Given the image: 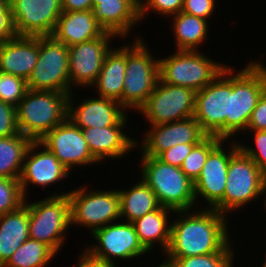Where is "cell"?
<instances>
[{
  "label": "cell",
  "mask_w": 266,
  "mask_h": 267,
  "mask_svg": "<svg viewBox=\"0 0 266 267\" xmlns=\"http://www.w3.org/2000/svg\"><path fill=\"white\" fill-rule=\"evenodd\" d=\"M254 61H249L241 70L230 66V117H226V140L237 141V134L247 131L252 112L266 91V65Z\"/></svg>",
  "instance_id": "7a4b0ae2"
},
{
  "label": "cell",
  "mask_w": 266,
  "mask_h": 267,
  "mask_svg": "<svg viewBox=\"0 0 266 267\" xmlns=\"http://www.w3.org/2000/svg\"><path fill=\"white\" fill-rule=\"evenodd\" d=\"M16 35L52 36L63 12L61 0H11Z\"/></svg>",
  "instance_id": "2e32d148"
},
{
  "label": "cell",
  "mask_w": 266,
  "mask_h": 267,
  "mask_svg": "<svg viewBox=\"0 0 266 267\" xmlns=\"http://www.w3.org/2000/svg\"><path fill=\"white\" fill-rule=\"evenodd\" d=\"M127 189H118L122 221L132 223L160 206L153 190L141 178Z\"/></svg>",
  "instance_id": "83f0119b"
},
{
  "label": "cell",
  "mask_w": 266,
  "mask_h": 267,
  "mask_svg": "<svg viewBox=\"0 0 266 267\" xmlns=\"http://www.w3.org/2000/svg\"><path fill=\"white\" fill-rule=\"evenodd\" d=\"M222 140L223 139L216 136H207L200 143L196 144L189 155L184 159L180 169L192 182H195L199 177L208 154Z\"/></svg>",
  "instance_id": "d6a6232c"
},
{
  "label": "cell",
  "mask_w": 266,
  "mask_h": 267,
  "mask_svg": "<svg viewBox=\"0 0 266 267\" xmlns=\"http://www.w3.org/2000/svg\"><path fill=\"white\" fill-rule=\"evenodd\" d=\"M79 259H77V264L74 267H80V255H78Z\"/></svg>",
  "instance_id": "7dc6e473"
},
{
  "label": "cell",
  "mask_w": 266,
  "mask_h": 267,
  "mask_svg": "<svg viewBox=\"0 0 266 267\" xmlns=\"http://www.w3.org/2000/svg\"><path fill=\"white\" fill-rule=\"evenodd\" d=\"M176 50L198 51L208 40V20L180 12L171 16Z\"/></svg>",
  "instance_id": "f1b7e54d"
},
{
  "label": "cell",
  "mask_w": 266,
  "mask_h": 267,
  "mask_svg": "<svg viewBox=\"0 0 266 267\" xmlns=\"http://www.w3.org/2000/svg\"><path fill=\"white\" fill-rule=\"evenodd\" d=\"M92 10L105 32L120 39L130 36L140 22L139 0H93Z\"/></svg>",
  "instance_id": "7402d4cb"
},
{
  "label": "cell",
  "mask_w": 266,
  "mask_h": 267,
  "mask_svg": "<svg viewBox=\"0 0 266 267\" xmlns=\"http://www.w3.org/2000/svg\"><path fill=\"white\" fill-rule=\"evenodd\" d=\"M184 0H139L140 22L146 19L149 12L155 11L156 14L166 18L180 13L183 9ZM145 17V19H144Z\"/></svg>",
  "instance_id": "d590c367"
},
{
  "label": "cell",
  "mask_w": 266,
  "mask_h": 267,
  "mask_svg": "<svg viewBox=\"0 0 266 267\" xmlns=\"http://www.w3.org/2000/svg\"><path fill=\"white\" fill-rule=\"evenodd\" d=\"M87 187L84 185L68 193L71 227L90 229L91 234L100 227L120 221L118 189L88 190Z\"/></svg>",
  "instance_id": "ba28073f"
},
{
  "label": "cell",
  "mask_w": 266,
  "mask_h": 267,
  "mask_svg": "<svg viewBox=\"0 0 266 267\" xmlns=\"http://www.w3.org/2000/svg\"><path fill=\"white\" fill-rule=\"evenodd\" d=\"M196 91L158 80L154 91L138 109L147 124L155 126L181 121L194 116Z\"/></svg>",
  "instance_id": "7c38bea8"
},
{
  "label": "cell",
  "mask_w": 266,
  "mask_h": 267,
  "mask_svg": "<svg viewBox=\"0 0 266 267\" xmlns=\"http://www.w3.org/2000/svg\"><path fill=\"white\" fill-rule=\"evenodd\" d=\"M70 173L72 171L70 172L51 151L39 141H33L26 152L19 177L23 197L28 199L26 195L29 193V185L41 186L45 190L52 184L66 180Z\"/></svg>",
  "instance_id": "d6986e66"
},
{
  "label": "cell",
  "mask_w": 266,
  "mask_h": 267,
  "mask_svg": "<svg viewBox=\"0 0 266 267\" xmlns=\"http://www.w3.org/2000/svg\"><path fill=\"white\" fill-rule=\"evenodd\" d=\"M139 159L141 179L153 190L160 206L174 211L194 209V182L179 167L157 157L141 156Z\"/></svg>",
  "instance_id": "277c9868"
},
{
  "label": "cell",
  "mask_w": 266,
  "mask_h": 267,
  "mask_svg": "<svg viewBox=\"0 0 266 267\" xmlns=\"http://www.w3.org/2000/svg\"><path fill=\"white\" fill-rule=\"evenodd\" d=\"M73 92L68 98V116L80 129L89 127H110V126H126L129 122L127 119L128 111L117 101L102 98L90 97L74 105ZM74 103V104H73ZM75 106V107H74Z\"/></svg>",
  "instance_id": "ffe728a7"
},
{
  "label": "cell",
  "mask_w": 266,
  "mask_h": 267,
  "mask_svg": "<svg viewBox=\"0 0 266 267\" xmlns=\"http://www.w3.org/2000/svg\"><path fill=\"white\" fill-rule=\"evenodd\" d=\"M30 90L71 94L68 47L53 36H39V56L27 80Z\"/></svg>",
  "instance_id": "9c48e42d"
},
{
  "label": "cell",
  "mask_w": 266,
  "mask_h": 267,
  "mask_svg": "<svg viewBox=\"0 0 266 267\" xmlns=\"http://www.w3.org/2000/svg\"><path fill=\"white\" fill-rule=\"evenodd\" d=\"M231 142L227 148L225 142ZM225 145V146H224ZM226 147V148H225ZM228 150V151H227ZM239 150L235 140H222L209 154L199 177L194 182L196 205L203 198L204 208L224 214V192L230 158Z\"/></svg>",
  "instance_id": "5bb4252c"
},
{
  "label": "cell",
  "mask_w": 266,
  "mask_h": 267,
  "mask_svg": "<svg viewBox=\"0 0 266 267\" xmlns=\"http://www.w3.org/2000/svg\"><path fill=\"white\" fill-rule=\"evenodd\" d=\"M16 107L0 100V138L19 134Z\"/></svg>",
  "instance_id": "74e56055"
},
{
  "label": "cell",
  "mask_w": 266,
  "mask_h": 267,
  "mask_svg": "<svg viewBox=\"0 0 266 267\" xmlns=\"http://www.w3.org/2000/svg\"><path fill=\"white\" fill-rule=\"evenodd\" d=\"M126 70V44L111 48L103 61L102 69L94 87L98 97L108 98L122 105V94Z\"/></svg>",
  "instance_id": "d4e9b609"
},
{
  "label": "cell",
  "mask_w": 266,
  "mask_h": 267,
  "mask_svg": "<svg viewBox=\"0 0 266 267\" xmlns=\"http://www.w3.org/2000/svg\"><path fill=\"white\" fill-rule=\"evenodd\" d=\"M105 30L93 10L63 11L52 36L67 47L101 37Z\"/></svg>",
  "instance_id": "cb8c5ba5"
},
{
  "label": "cell",
  "mask_w": 266,
  "mask_h": 267,
  "mask_svg": "<svg viewBox=\"0 0 266 267\" xmlns=\"http://www.w3.org/2000/svg\"><path fill=\"white\" fill-rule=\"evenodd\" d=\"M56 255L47 244L28 238L3 267H47Z\"/></svg>",
  "instance_id": "4dcf8cb0"
},
{
  "label": "cell",
  "mask_w": 266,
  "mask_h": 267,
  "mask_svg": "<svg viewBox=\"0 0 266 267\" xmlns=\"http://www.w3.org/2000/svg\"><path fill=\"white\" fill-rule=\"evenodd\" d=\"M24 200L19 179L0 177V215L17 210Z\"/></svg>",
  "instance_id": "836d02e7"
},
{
  "label": "cell",
  "mask_w": 266,
  "mask_h": 267,
  "mask_svg": "<svg viewBox=\"0 0 266 267\" xmlns=\"http://www.w3.org/2000/svg\"><path fill=\"white\" fill-rule=\"evenodd\" d=\"M175 211L159 206L156 210L148 212L133 223L136 233L143 247L150 253L156 244L165 253L170 242L171 220L170 215ZM170 220V221H169Z\"/></svg>",
  "instance_id": "484cf974"
},
{
  "label": "cell",
  "mask_w": 266,
  "mask_h": 267,
  "mask_svg": "<svg viewBox=\"0 0 266 267\" xmlns=\"http://www.w3.org/2000/svg\"><path fill=\"white\" fill-rule=\"evenodd\" d=\"M63 11H85L93 9V0H61Z\"/></svg>",
  "instance_id": "7bdbcfd3"
},
{
  "label": "cell",
  "mask_w": 266,
  "mask_h": 267,
  "mask_svg": "<svg viewBox=\"0 0 266 267\" xmlns=\"http://www.w3.org/2000/svg\"><path fill=\"white\" fill-rule=\"evenodd\" d=\"M232 240L217 253H211L200 256H191L184 258H166L165 262L170 267H233L235 259V250L231 246Z\"/></svg>",
  "instance_id": "1f68e13d"
},
{
  "label": "cell",
  "mask_w": 266,
  "mask_h": 267,
  "mask_svg": "<svg viewBox=\"0 0 266 267\" xmlns=\"http://www.w3.org/2000/svg\"><path fill=\"white\" fill-rule=\"evenodd\" d=\"M148 127L142 144L136 140L141 156L157 157L176 144H198L208 136L194 117Z\"/></svg>",
  "instance_id": "ac0fdd59"
},
{
  "label": "cell",
  "mask_w": 266,
  "mask_h": 267,
  "mask_svg": "<svg viewBox=\"0 0 266 267\" xmlns=\"http://www.w3.org/2000/svg\"><path fill=\"white\" fill-rule=\"evenodd\" d=\"M195 145L196 144H176L175 146L161 152L157 158L164 163L180 168L184 159L189 155Z\"/></svg>",
  "instance_id": "ab89813d"
},
{
  "label": "cell",
  "mask_w": 266,
  "mask_h": 267,
  "mask_svg": "<svg viewBox=\"0 0 266 267\" xmlns=\"http://www.w3.org/2000/svg\"><path fill=\"white\" fill-rule=\"evenodd\" d=\"M198 51L175 50L159 58V79L166 84L200 91L210 84L228 65Z\"/></svg>",
  "instance_id": "52a82bcc"
},
{
  "label": "cell",
  "mask_w": 266,
  "mask_h": 267,
  "mask_svg": "<svg viewBox=\"0 0 266 267\" xmlns=\"http://www.w3.org/2000/svg\"><path fill=\"white\" fill-rule=\"evenodd\" d=\"M29 238V212L24 203L17 210L0 215V267Z\"/></svg>",
  "instance_id": "4316f807"
},
{
  "label": "cell",
  "mask_w": 266,
  "mask_h": 267,
  "mask_svg": "<svg viewBox=\"0 0 266 267\" xmlns=\"http://www.w3.org/2000/svg\"><path fill=\"white\" fill-rule=\"evenodd\" d=\"M224 192V215L264 197L266 175L240 149L230 158Z\"/></svg>",
  "instance_id": "30bf717a"
},
{
  "label": "cell",
  "mask_w": 266,
  "mask_h": 267,
  "mask_svg": "<svg viewBox=\"0 0 266 267\" xmlns=\"http://www.w3.org/2000/svg\"><path fill=\"white\" fill-rule=\"evenodd\" d=\"M175 213L176 217L180 215L171 223L169 246L162 252L164 259L217 253L231 241L228 218L217 210L201 206L200 210Z\"/></svg>",
  "instance_id": "6da1fadb"
},
{
  "label": "cell",
  "mask_w": 266,
  "mask_h": 267,
  "mask_svg": "<svg viewBox=\"0 0 266 267\" xmlns=\"http://www.w3.org/2000/svg\"><path fill=\"white\" fill-rule=\"evenodd\" d=\"M33 142L21 133L0 138V177L19 179L26 152Z\"/></svg>",
  "instance_id": "f546056e"
},
{
  "label": "cell",
  "mask_w": 266,
  "mask_h": 267,
  "mask_svg": "<svg viewBox=\"0 0 266 267\" xmlns=\"http://www.w3.org/2000/svg\"><path fill=\"white\" fill-rule=\"evenodd\" d=\"M157 267H170V266L168 265L167 262H165L164 260H162V263L160 265H158Z\"/></svg>",
  "instance_id": "f6af8a7d"
},
{
  "label": "cell",
  "mask_w": 266,
  "mask_h": 267,
  "mask_svg": "<svg viewBox=\"0 0 266 267\" xmlns=\"http://www.w3.org/2000/svg\"><path fill=\"white\" fill-rule=\"evenodd\" d=\"M68 98L69 94L63 92L28 89L16 106L20 133L40 140L67 118Z\"/></svg>",
  "instance_id": "3957f363"
},
{
  "label": "cell",
  "mask_w": 266,
  "mask_h": 267,
  "mask_svg": "<svg viewBox=\"0 0 266 267\" xmlns=\"http://www.w3.org/2000/svg\"><path fill=\"white\" fill-rule=\"evenodd\" d=\"M39 56V36H19L0 43V72L28 80Z\"/></svg>",
  "instance_id": "44dd1931"
},
{
  "label": "cell",
  "mask_w": 266,
  "mask_h": 267,
  "mask_svg": "<svg viewBox=\"0 0 266 267\" xmlns=\"http://www.w3.org/2000/svg\"><path fill=\"white\" fill-rule=\"evenodd\" d=\"M262 267H266V259H265L264 264H262Z\"/></svg>",
  "instance_id": "c3c4849f"
},
{
  "label": "cell",
  "mask_w": 266,
  "mask_h": 267,
  "mask_svg": "<svg viewBox=\"0 0 266 267\" xmlns=\"http://www.w3.org/2000/svg\"><path fill=\"white\" fill-rule=\"evenodd\" d=\"M126 126L81 129L92 156L99 162L126 157L136 149V140L124 131Z\"/></svg>",
  "instance_id": "603a6c76"
},
{
  "label": "cell",
  "mask_w": 266,
  "mask_h": 267,
  "mask_svg": "<svg viewBox=\"0 0 266 267\" xmlns=\"http://www.w3.org/2000/svg\"><path fill=\"white\" fill-rule=\"evenodd\" d=\"M16 36L11 7L7 1L0 0V43Z\"/></svg>",
  "instance_id": "60d3db41"
},
{
  "label": "cell",
  "mask_w": 266,
  "mask_h": 267,
  "mask_svg": "<svg viewBox=\"0 0 266 267\" xmlns=\"http://www.w3.org/2000/svg\"><path fill=\"white\" fill-rule=\"evenodd\" d=\"M69 192H55L32 203L24 200L29 212V238L47 244L56 253L66 243L71 226Z\"/></svg>",
  "instance_id": "5b68a950"
},
{
  "label": "cell",
  "mask_w": 266,
  "mask_h": 267,
  "mask_svg": "<svg viewBox=\"0 0 266 267\" xmlns=\"http://www.w3.org/2000/svg\"><path fill=\"white\" fill-rule=\"evenodd\" d=\"M193 117L208 136L226 140V117H230V66L196 92Z\"/></svg>",
  "instance_id": "8fae6325"
},
{
  "label": "cell",
  "mask_w": 266,
  "mask_h": 267,
  "mask_svg": "<svg viewBox=\"0 0 266 267\" xmlns=\"http://www.w3.org/2000/svg\"><path fill=\"white\" fill-rule=\"evenodd\" d=\"M90 236L97 242L91 243V246L86 245L83 250L102 261L116 264L114 259L134 260L149 254L141 244L131 222L120 220L107 224L94 230Z\"/></svg>",
  "instance_id": "4fadbf2b"
},
{
  "label": "cell",
  "mask_w": 266,
  "mask_h": 267,
  "mask_svg": "<svg viewBox=\"0 0 266 267\" xmlns=\"http://www.w3.org/2000/svg\"><path fill=\"white\" fill-rule=\"evenodd\" d=\"M38 141L70 171L75 166L99 164L92 156L82 130L68 118Z\"/></svg>",
  "instance_id": "e0dca14e"
},
{
  "label": "cell",
  "mask_w": 266,
  "mask_h": 267,
  "mask_svg": "<svg viewBox=\"0 0 266 267\" xmlns=\"http://www.w3.org/2000/svg\"><path fill=\"white\" fill-rule=\"evenodd\" d=\"M116 265L117 264L96 259L84 250H82L80 254V267H117Z\"/></svg>",
  "instance_id": "ee69618b"
},
{
  "label": "cell",
  "mask_w": 266,
  "mask_h": 267,
  "mask_svg": "<svg viewBox=\"0 0 266 267\" xmlns=\"http://www.w3.org/2000/svg\"><path fill=\"white\" fill-rule=\"evenodd\" d=\"M113 38L115 39L117 36L105 32L101 37L68 47L69 78L72 91H75L77 86L84 88L94 86L105 56L112 48L110 45H112Z\"/></svg>",
  "instance_id": "9a60e30c"
},
{
  "label": "cell",
  "mask_w": 266,
  "mask_h": 267,
  "mask_svg": "<svg viewBox=\"0 0 266 267\" xmlns=\"http://www.w3.org/2000/svg\"><path fill=\"white\" fill-rule=\"evenodd\" d=\"M144 39L126 44V70L122 106L134 112L146 102L159 80V59L152 55ZM157 58V59H156Z\"/></svg>",
  "instance_id": "8992f818"
},
{
  "label": "cell",
  "mask_w": 266,
  "mask_h": 267,
  "mask_svg": "<svg viewBox=\"0 0 266 267\" xmlns=\"http://www.w3.org/2000/svg\"><path fill=\"white\" fill-rule=\"evenodd\" d=\"M217 0H184L181 12L187 13L205 20L210 19L215 11Z\"/></svg>",
  "instance_id": "f35d334b"
},
{
  "label": "cell",
  "mask_w": 266,
  "mask_h": 267,
  "mask_svg": "<svg viewBox=\"0 0 266 267\" xmlns=\"http://www.w3.org/2000/svg\"><path fill=\"white\" fill-rule=\"evenodd\" d=\"M265 196H266V184H265V187H264V199H265V200H264V201H265V202H264V208H266V197H265ZM265 210H266V209H265Z\"/></svg>",
  "instance_id": "bcb514c9"
},
{
  "label": "cell",
  "mask_w": 266,
  "mask_h": 267,
  "mask_svg": "<svg viewBox=\"0 0 266 267\" xmlns=\"http://www.w3.org/2000/svg\"><path fill=\"white\" fill-rule=\"evenodd\" d=\"M27 81L12 74L0 72V100L16 107L24 98Z\"/></svg>",
  "instance_id": "e575fe53"
},
{
  "label": "cell",
  "mask_w": 266,
  "mask_h": 267,
  "mask_svg": "<svg viewBox=\"0 0 266 267\" xmlns=\"http://www.w3.org/2000/svg\"><path fill=\"white\" fill-rule=\"evenodd\" d=\"M253 132L254 147L247 146L238 142L239 149L258 166V168L266 175V131L265 130H248Z\"/></svg>",
  "instance_id": "8d00e7d4"
},
{
  "label": "cell",
  "mask_w": 266,
  "mask_h": 267,
  "mask_svg": "<svg viewBox=\"0 0 266 267\" xmlns=\"http://www.w3.org/2000/svg\"><path fill=\"white\" fill-rule=\"evenodd\" d=\"M247 130L266 131V91L259 98L257 106L252 112Z\"/></svg>",
  "instance_id": "b9f144b4"
}]
</instances>
